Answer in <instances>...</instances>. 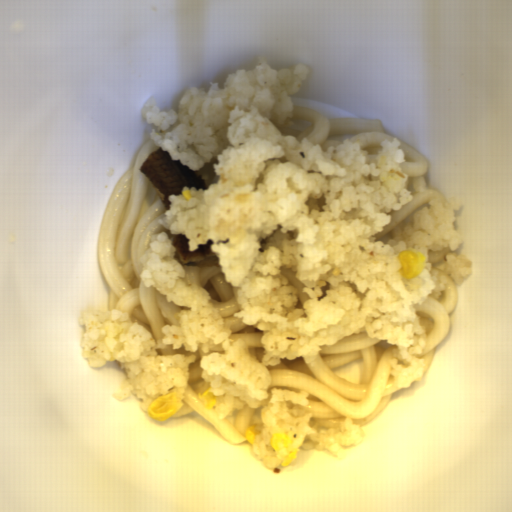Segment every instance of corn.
Returning <instances> with one entry per match:
<instances>
[{
  "mask_svg": "<svg viewBox=\"0 0 512 512\" xmlns=\"http://www.w3.org/2000/svg\"><path fill=\"white\" fill-rule=\"evenodd\" d=\"M181 408L180 396L172 391L153 397L147 410L151 419L161 422L174 417Z\"/></svg>",
  "mask_w": 512,
  "mask_h": 512,
  "instance_id": "obj_1",
  "label": "corn"
},
{
  "mask_svg": "<svg viewBox=\"0 0 512 512\" xmlns=\"http://www.w3.org/2000/svg\"><path fill=\"white\" fill-rule=\"evenodd\" d=\"M397 260L401 265L399 275L411 279L421 274L426 263V256L418 250L405 249L400 252Z\"/></svg>",
  "mask_w": 512,
  "mask_h": 512,
  "instance_id": "obj_2",
  "label": "corn"
},
{
  "mask_svg": "<svg viewBox=\"0 0 512 512\" xmlns=\"http://www.w3.org/2000/svg\"><path fill=\"white\" fill-rule=\"evenodd\" d=\"M272 437L270 438L269 442L274 450V452H277L282 449L289 448L293 445V441L291 438L286 435L283 432H274L271 433Z\"/></svg>",
  "mask_w": 512,
  "mask_h": 512,
  "instance_id": "obj_3",
  "label": "corn"
},
{
  "mask_svg": "<svg viewBox=\"0 0 512 512\" xmlns=\"http://www.w3.org/2000/svg\"><path fill=\"white\" fill-rule=\"evenodd\" d=\"M199 397L206 408H209L211 410L215 408L217 402L215 398L212 396V394L209 392V390H205L199 393Z\"/></svg>",
  "mask_w": 512,
  "mask_h": 512,
  "instance_id": "obj_4",
  "label": "corn"
},
{
  "mask_svg": "<svg viewBox=\"0 0 512 512\" xmlns=\"http://www.w3.org/2000/svg\"><path fill=\"white\" fill-rule=\"evenodd\" d=\"M257 435L258 433L254 431L253 425L246 427L243 433V437L252 445H254Z\"/></svg>",
  "mask_w": 512,
  "mask_h": 512,
  "instance_id": "obj_5",
  "label": "corn"
},
{
  "mask_svg": "<svg viewBox=\"0 0 512 512\" xmlns=\"http://www.w3.org/2000/svg\"><path fill=\"white\" fill-rule=\"evenodd\" d=\"M297 457H298V450L296 448L292 453H290L284 459V461L281 463V465L284 467H287V466L291 465L297 459Z\"/></svg>",
  "mask_w": 512,
  "mask_h": 512,
  "instance_id": "obj_6",
  "label": "corn"
}]
</instances>
